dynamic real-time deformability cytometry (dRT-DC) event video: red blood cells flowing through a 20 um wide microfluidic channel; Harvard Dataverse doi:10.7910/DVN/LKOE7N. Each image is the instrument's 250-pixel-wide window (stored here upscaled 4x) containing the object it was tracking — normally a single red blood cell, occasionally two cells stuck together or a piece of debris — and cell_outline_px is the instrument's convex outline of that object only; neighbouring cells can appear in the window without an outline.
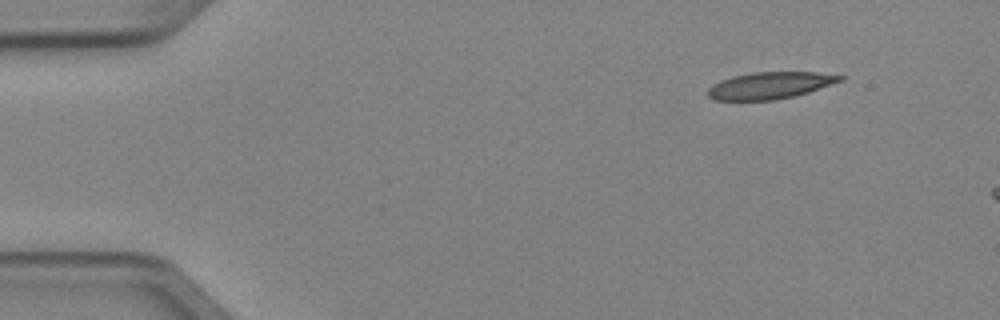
{"species": "Egyptian fruit bat (a non-hibernating species)", "species_latin": "Rousettus aegyptiacus", "temperature_condition": "cold", "stored_images_in_passage": 3, "segment_of_instrument_passage": [2, 2], "camera_frame_rate_fps": 3000, "um_per_image_px": 0.085, "animal": {"sex": "female"}, "frame": {"image": 1, "passage_image": 3, "time_ms": 0.667, "image_size_px": [1000, 320], "cell_outline_px": [[844, 80], [808, 92], [792, 96], [772, 100], [716, 100], [708, 96], [708, 88], [712, 84], [720, 80], [732, 76], [752, 72], [820, 72], [844, 76]], "centroid_in_image_um": [65.44, 7.25], "position_along_channel_um": 19.6, "area_um2": 20.63}}